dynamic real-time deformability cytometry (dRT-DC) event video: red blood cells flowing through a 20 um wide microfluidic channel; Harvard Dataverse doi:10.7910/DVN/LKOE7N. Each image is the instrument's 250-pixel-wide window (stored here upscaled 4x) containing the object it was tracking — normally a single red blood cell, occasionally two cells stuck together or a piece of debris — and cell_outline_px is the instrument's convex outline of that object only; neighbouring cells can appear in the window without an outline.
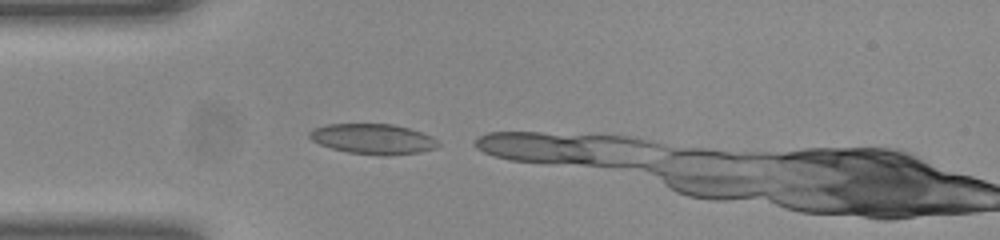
{"species": "common noctule bat (a hibernating species)", "species_latin": "Nyctalus noctula", "temperature_condition": "room temperature", "stored_images_in_passage": 5, "camera_frame_rate_fps": 3000, "um_per_image_px": 0.085, "animal": {"sex": "female", "body_mass_g": 23.0, "forearm_length_mm": 53.4}, "frame": {"image": 1, "passage_image": 1, "time_ms": 0.0, "image_size_px": [1000, 240], "cell_outline_px": [[440, 144], [436, 148], [420, 152], [388, 156], [384, 156], [348, 152], [332, 148], [320, 144], [312, 140], [308, 136], [308, 132], [312, 128], [328, 124], [392, 124], [408, 128], [432, 136]], "centroid_in_image_um": [31.69, 11.81], "position_along_channel_um": 53.3, "area_um2": 22.72}}